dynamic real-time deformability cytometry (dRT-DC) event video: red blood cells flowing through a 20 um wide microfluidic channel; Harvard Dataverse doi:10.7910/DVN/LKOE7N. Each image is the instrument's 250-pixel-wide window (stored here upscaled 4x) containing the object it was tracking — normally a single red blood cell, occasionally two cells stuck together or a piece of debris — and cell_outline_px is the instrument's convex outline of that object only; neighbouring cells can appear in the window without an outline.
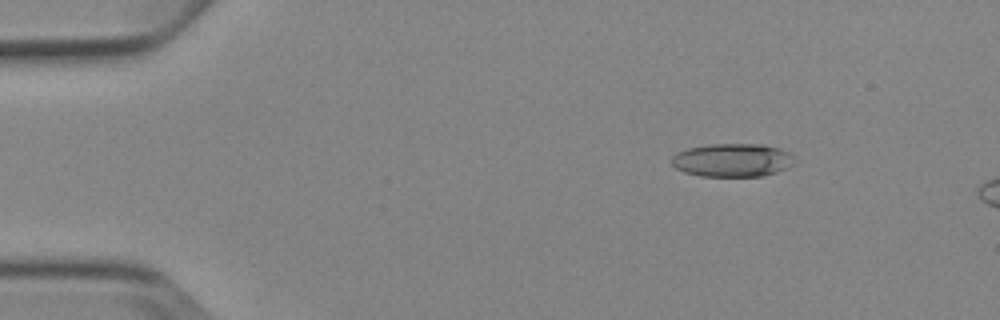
{"species": "Egyptian fruit bat (a non-hibernating species)", "species_latin": "Rousettus aegyptiacus", "temperature_condition": "cold", "stored_images_in_passage": 2, "camera_frame_rate_fps": 3000, "um_per_image_px": 0.085, "animal": {"sex": "female"}, "frame": {"image": 1, "passage_image": 1, "time_ms": 0.0, "image_size_px": [1000, 320], "cell_outline_px": [[796, 160], [788, 168], [764, 176], [700, 176], [684, 172], [676, 168], [672, 164], [672, 156], [676, 152], [688, 148], [708, 144], [764, 144], [780, 148], [788, 152]], "centroid_in_image_um": [62.26, 13.61], "position_along_channel_um": 22.7, "area_um2": 24.04}}